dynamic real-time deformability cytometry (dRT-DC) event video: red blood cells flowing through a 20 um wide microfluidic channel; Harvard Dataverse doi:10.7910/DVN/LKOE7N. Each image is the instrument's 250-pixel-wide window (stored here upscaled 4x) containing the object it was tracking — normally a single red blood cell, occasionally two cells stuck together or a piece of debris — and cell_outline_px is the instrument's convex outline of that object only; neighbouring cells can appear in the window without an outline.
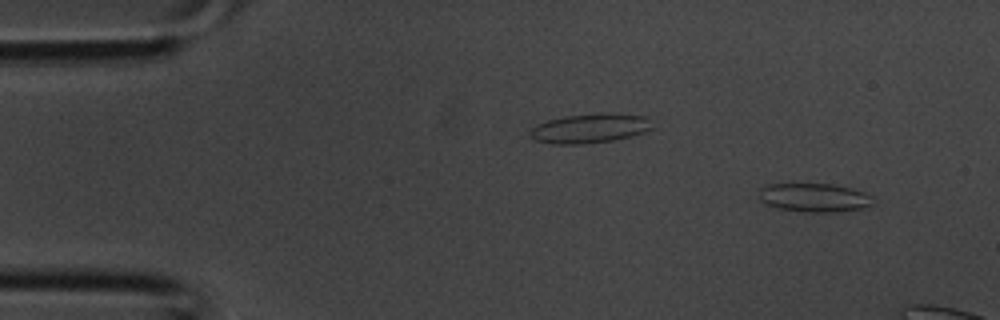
{"species": "common noctule bat (a hibernating species)", "species_latin": "Nyctalus noctula", "temperature_condition": "room temperature", "stored_images_in_passage": 9, "segment_of_instrument_passage": [1, 2], "camera_frame_rate_fps": 3000, "um_per_image_px": 0.085, "animal": {"sex": "male", "body_mass_g": 20.1, "forearm_length_mm": 53.5}, "frame": {"image": 1, "passage_image": 4, "time_ms": 1.0, "image_size_px": [1000, 320], "cell_outline_px": [[872, 204], [864, 208], [836, 212], [804, 212], [776, 208], [764, 204], [760, 200], [760, 188], [768, 184], [832, 184], [852, 188], [864, 192], [872, 196]], "centroid_in_image_um": [69.2, 16.8], "position_along_channel_um": 15.8, "area_um2": 19.19}}